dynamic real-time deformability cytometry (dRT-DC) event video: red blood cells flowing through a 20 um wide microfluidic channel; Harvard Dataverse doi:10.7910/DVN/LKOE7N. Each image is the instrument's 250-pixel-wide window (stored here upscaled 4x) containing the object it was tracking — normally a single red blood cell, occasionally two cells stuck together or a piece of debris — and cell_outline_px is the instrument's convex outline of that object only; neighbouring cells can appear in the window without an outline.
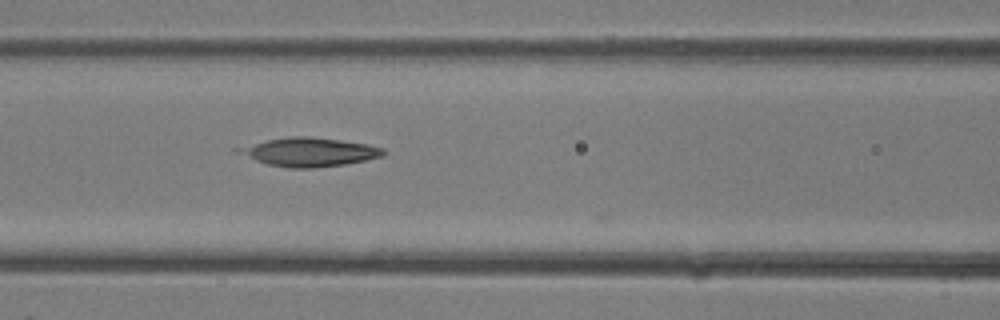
{"species": "common noctule bat (a hibernating species)", "species_latin": "Nyctalus noctula", "temperature_condition": "room temperature", "stored_images_in_passage": 7, "camera_frame_rate_fps": 3000, "um_per_image_px": 0.085, "animal": {"sex": "female"}, "frame": {"image": 1, "passage_image": 6, "time_ms": 1.667, "image_size_px": [1000, 320], "cell_outline_px": [[384, 156], [344, 164], [312, 168], [292, 168], [268, 164], [232, 152], [232, 148], [268, 140], [292, 136], [308, 136], [340, 140], [368, 144], [384, 148]], "centroid_in_image_um": [26.23, 12.91], "position_along_channel_um": 140.4, "area_um2": 24.16}}